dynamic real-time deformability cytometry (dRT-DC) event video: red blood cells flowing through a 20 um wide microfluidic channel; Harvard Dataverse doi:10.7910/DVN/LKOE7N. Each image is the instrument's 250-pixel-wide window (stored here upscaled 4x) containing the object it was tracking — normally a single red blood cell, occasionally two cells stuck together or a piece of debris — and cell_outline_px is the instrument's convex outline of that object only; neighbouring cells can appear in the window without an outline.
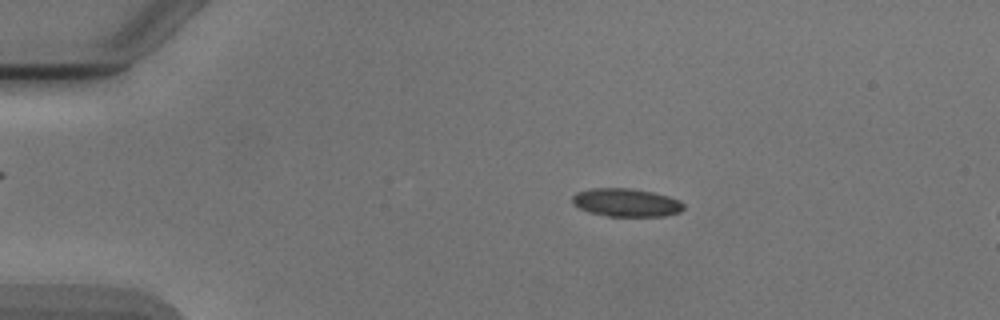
{"species": "Egyptian fruit bat (a non-hibernating species)", "species_latin": "Rousettus aegyptiacus", "temperature_condition": "cold", "stored_images_in_passage": 4, "camera_frame_rate_fps": 3000, "um_per_image_px": 0.085, "animal": {"sex": "male"}, "frame": {"image": 1, "passage_image": 2, "time_ms": 1.333, "image_size_px": [1000, 320], "cell_outline_px": [[684, 208], [680, 212], [664, 216], [608, 216], [588, 212], [572, 204], [572, 196], [576, 192], [592, 188], [628, 188], [652, 192], [668, 196], [680, 200], [684, 204]], "centroid_in_image_um": [53.22, 17.22], "position_along_channel_um": 31.8, "area_um2": 18.32}}